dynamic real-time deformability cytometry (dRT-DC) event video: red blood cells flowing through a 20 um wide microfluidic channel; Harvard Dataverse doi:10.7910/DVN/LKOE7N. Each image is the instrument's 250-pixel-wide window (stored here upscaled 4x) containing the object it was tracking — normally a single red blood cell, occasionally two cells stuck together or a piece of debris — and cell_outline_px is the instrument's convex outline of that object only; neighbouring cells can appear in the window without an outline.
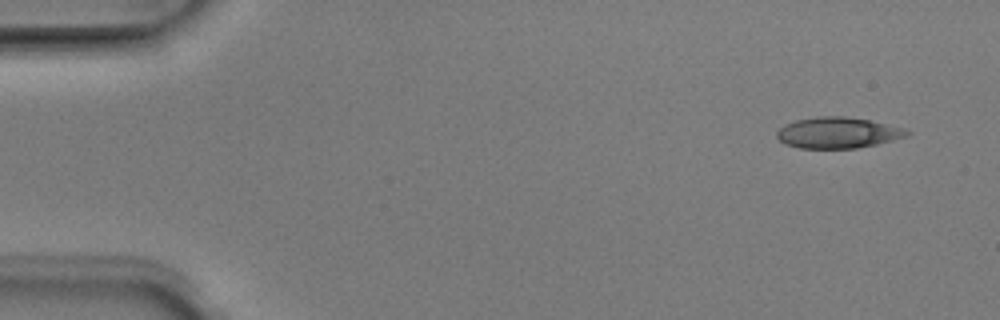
{"species": "Egyptian fruit bat (a non-hibernating species)", "species_latin": "Rousettus aegyptiacus", "temperature_condition": "room temperature", "stored_images_in_passage": 5, "camera_frame_rate_fps": 3000, "um_per_image_px": 0.085, "animal": {"sex": "male"}, "frame": {"image": 1, "passage_image": 1, "time_ms": 0.0, "image_size_px": [1000, 320], "cell_outline_px": [[912, 132], [908, 136], [876, 144], [856, 148], [800, 148], [784, 144], [776, 136], [776, 132], [784, 124], [796, 120], [816, 116], [844, 116], [868, 120], [904, 128]], "centroid_in_image_um": [71.19, 11.28], "position_along_channel_um": 13.8, "area_um2": 23.47}}
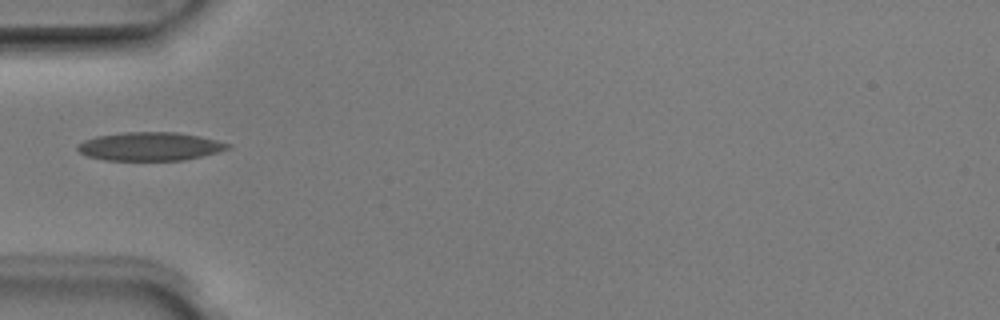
{"frame": {"image": 2, "passage_image": 4, "time_ms": 1.0, "image_size_px": [1000, 320], "cell_outline_px": [[232, 148], [184, 160], [104, 160], [88, 156], [80, 152], [76, 148], [76, 144], [84, 140], [96, 136], [124, 132], [176, 132], [200, 136], [232, 144]], "centroid_in_image_um": [12.73, 12.44], "position_along_channel_um": 72.3, "area_um2": 24.91}}
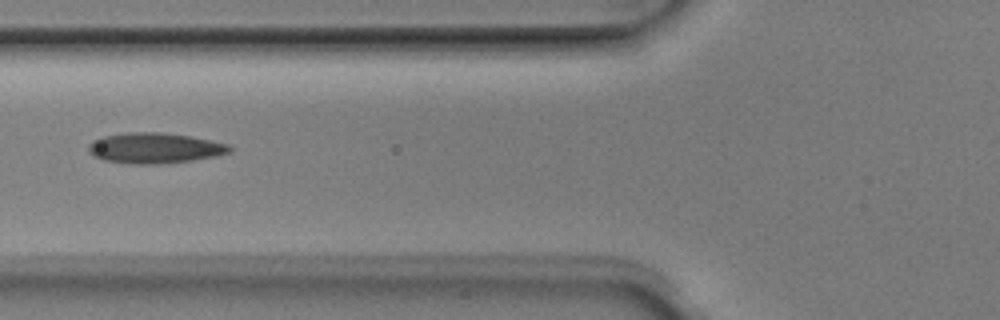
{"frame": {"image": 3, "passage_image": 5, "time_ms": 1.333, "image_size_px": [1000, 320], "cell_outline_px": [[232, 152], [216, 156], [192, 160], [160, 164], [132, 164], [104, 160], [92, 156], [88, 152], [88, 144], [92, 140], [100, 136], [128, 132], [160, 132], [188, 136], [228, 144], [232, 148]], "centroid_in_image_um": [13.09, 12.58], "position_along_channel_um": 112.7, "area_um2": 25.26}}